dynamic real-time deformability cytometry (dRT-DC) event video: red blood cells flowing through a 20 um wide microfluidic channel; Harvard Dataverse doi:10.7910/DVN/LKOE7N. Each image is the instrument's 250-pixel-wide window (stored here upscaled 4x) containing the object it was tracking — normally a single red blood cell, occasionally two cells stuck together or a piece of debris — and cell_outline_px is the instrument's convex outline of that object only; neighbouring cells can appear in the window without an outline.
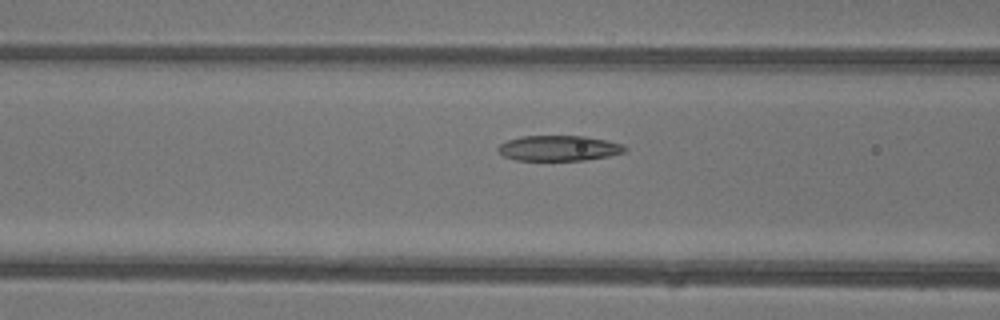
{"species": "common noctule bat (a hibernating species)", "species_latin": "Nyctalus noctula", "temperature_condition": "warm", "stored_images_in_passage": 31, "camera_frame_rate_fps": 3000, "um_per_image_px": 0.085, "animal": {"sex": "female"}, "frame": {"image": 1, "passage_image": 12, "time_ms": 3.667, "image_size_px": [1000, 320], "cell_outline_px": [[628, 148], [624, 152], [608, 156], [584, 160], [516, 160], [504, 156], [496, 148], [500, 144], [508, 140], [520, 136], [584, 136], [624, 144]], "centroid_in_image_um": [47.5, 12.59], "position_along_channel_um": 119.1, "area_um2": 18.67}}
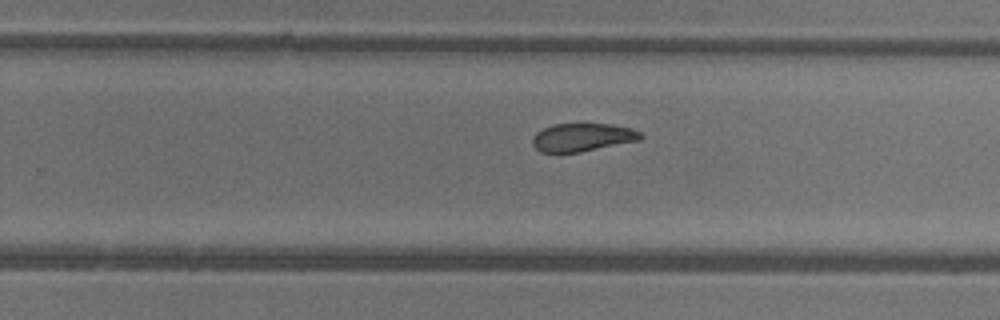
{"frame": {"image": 2, "passage_image": 23, "time_ms": 7.333, "image_size_px": [1000, 320], "cell_outline_px": [[644, 136], [640, 140], [580, 152], [540, 152], [532, 144], [532, 136], [536, 132], [544, 128], [556, 124], [608, 124], [632, 128], [640, 132]], "centroid_in_image_um": [49.51, 11.67], "position_along_channel_um": 280.3, "area_um2": 17.63}}
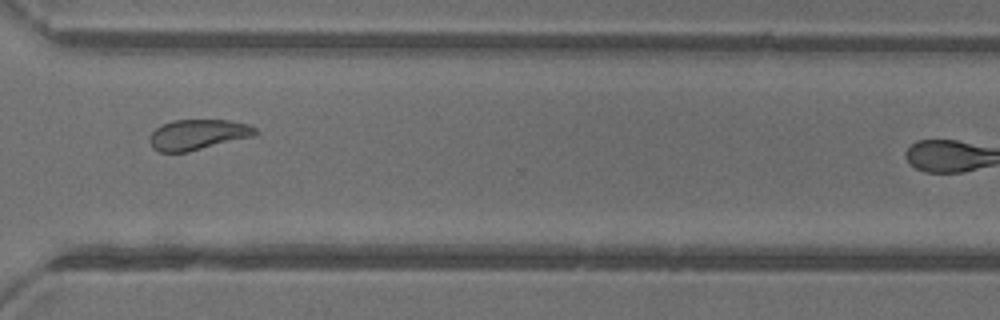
{"frame": {"image": 3, "passage_image": 28, "time_ms": 9.0, "image_size_px": [1000, 320], "cell_outline_px": [[260, 132], [256, 136], [188, 152], [160, 152], [152, 148], [148, 140], [152, 132], [156, 128], [172, 120], [228, 120], [248, 124], [256, 128]], "centroid_in_image_um": [16.85, 11.45], "position_along_channel_um": 353.7, "area_um2": 18.96}}